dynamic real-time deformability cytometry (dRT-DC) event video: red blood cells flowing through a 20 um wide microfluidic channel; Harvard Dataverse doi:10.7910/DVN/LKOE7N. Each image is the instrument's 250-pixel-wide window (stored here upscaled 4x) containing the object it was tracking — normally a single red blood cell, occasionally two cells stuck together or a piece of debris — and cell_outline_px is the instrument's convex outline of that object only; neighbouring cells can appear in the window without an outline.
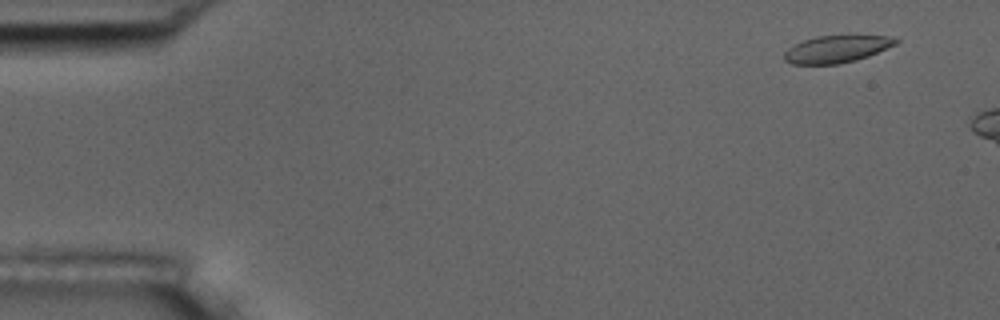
{"species": "common noctule bat (a hibernating species)", "species_latin": "Nyctalus noctula", "temperature_condition": "room temperature", "stored_images_in_passage": 4, "camera_frame_rate_fps": 3000, "um_per_image_px": 0.085, "animal": {"sex": "male", "body_mass_g": 17.5, "forearm_length_mm": 52.3}, "frame": {"image": 1, "passage_image": 1, "time_ms": 0.0, "image_size_px": [1000, 320], "cell_outline_px": [[900, 40], [896, 44], [868, 56], [856, 60], [840, 64], [792, 64], [784, 60], [784, 52], [792, 44], [816, 36], [856, 32], [888, 36]], "centroid_in_image_um": [71.15, 4.11], "position_along_channel_um": 13.8, "area_um2": 18.61}}